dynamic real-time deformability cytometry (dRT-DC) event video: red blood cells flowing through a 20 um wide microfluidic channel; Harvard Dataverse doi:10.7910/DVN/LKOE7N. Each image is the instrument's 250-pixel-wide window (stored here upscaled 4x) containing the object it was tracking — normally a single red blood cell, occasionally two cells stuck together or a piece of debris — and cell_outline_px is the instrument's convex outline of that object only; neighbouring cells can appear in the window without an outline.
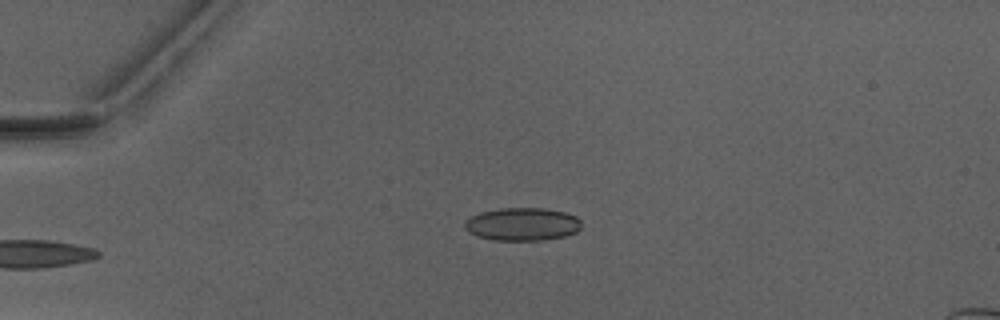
{"species": "Egyptian fruit bat (a non-hibernating species)", "species_latin": "Rousettus aegyptiacus", "temperature_condition": "warm", "stored_images_in_passage": 4, "camera_frame_rate_fps": 3000, "um_per_image_px": 0.085, "animal": {"sex": "male"}, "frame": {"image": 1, "passage_image": 4, "time_ms": 3.667, "image_size_px": [1000, 320], "cell_outline_px": [[580, 228], [576, 232], [564, 236], [540, 240], [492, 240], [476, 236], [468, 232], [464, 228], [464, 220], [480, 212], [500, 208], [544, 208], [564, 212], [576, 216], [580, 220]], "centroid_in_image_um": [44.35, 19.05], "position_along_channel_um": 40.6, "area_um2": 22.48}}